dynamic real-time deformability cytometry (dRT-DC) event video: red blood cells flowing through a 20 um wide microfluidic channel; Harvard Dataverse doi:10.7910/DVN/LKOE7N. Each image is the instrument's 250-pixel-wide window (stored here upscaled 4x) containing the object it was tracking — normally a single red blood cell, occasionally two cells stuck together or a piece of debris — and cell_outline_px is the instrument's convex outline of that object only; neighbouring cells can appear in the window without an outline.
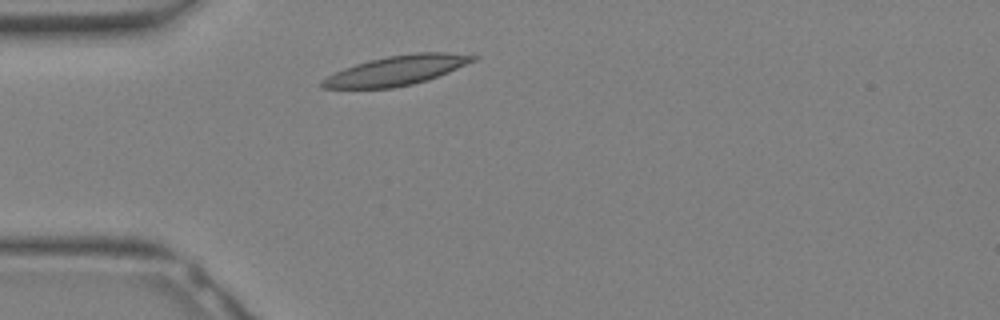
{"species": "Egyptian fruit bat (a non-hibernating species)", "species_latin": "Rousettus aegyptiacus", "temperature_condition": "warm", "stored_images_in_passage": 24, "camera_frame_rate_fps": 3000, "um_per_image_px": 0.085, "animal": {"sex": "female"}, "frame": {"image": 1, "passage_image": 1, "time_ms": 0.0, "image_size_px": [1000, 320], "cell_outline_px": [[480, 56], [476, 60], [448, 72], [428, 80], [412, 84], [392, 88], [320, 88], [320, 80], [344, 68], [356, 64], [388, 56], [416, 52], [444, 52]], "centroid_in_image_um": [33.72, 5.99], "position_along_channel_um": 51.3, "area_um2": 25.78}}
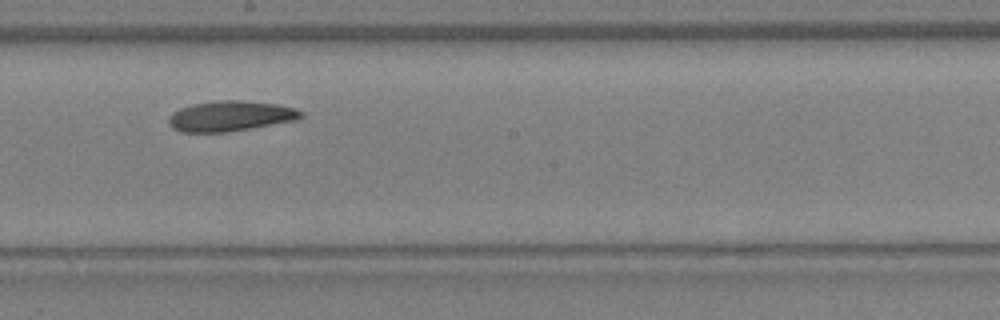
{"frame": {"image": 2, "passage_image": 10, "time_ms": 3.0, "image_size_px": [1000, 320], "cell_outline_px": [[304, 116], [296, 120], [228, 132], [180, 132], [172, 128], [168, 124], [168, 116], [172, 112], [180, 108], [192, 104], [220, 100], [244, 100], [280, 104], [296, 108], [304, 112]], "centroid_in_image_um": [19.59, 9.86], "position_along_channel_um": 228.6, "area_um2": 23.7}}
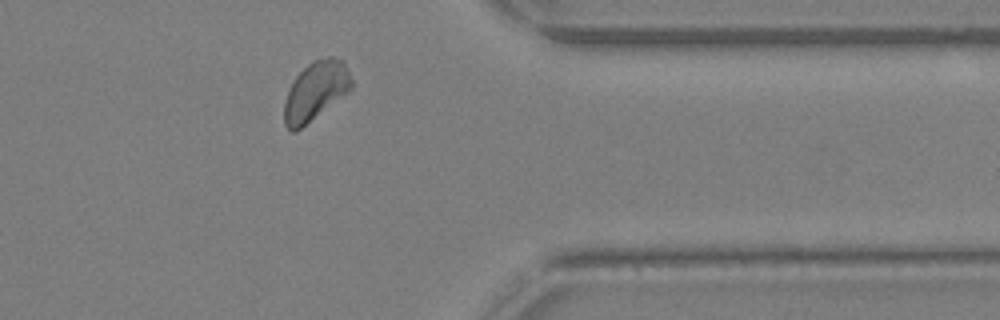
{"frame": {"image": 3, "passage_image": 18, "time_ms": 5.667, "image_size_px": [1000, 320], "cell_outline_px": [[352, 88], [348, 92], [296, 132], [292, 132], [284, 124], [284, 104], [288, 92], [296, 76], [308, 64], [316, 60], [328, 56], [332, 56], [340, 60], [348, 68], [352, 80]], "centroid_in_image_um": [26.83, 7.75], "position_along_channel_um": 384.6, "area_um2": 22.72}}